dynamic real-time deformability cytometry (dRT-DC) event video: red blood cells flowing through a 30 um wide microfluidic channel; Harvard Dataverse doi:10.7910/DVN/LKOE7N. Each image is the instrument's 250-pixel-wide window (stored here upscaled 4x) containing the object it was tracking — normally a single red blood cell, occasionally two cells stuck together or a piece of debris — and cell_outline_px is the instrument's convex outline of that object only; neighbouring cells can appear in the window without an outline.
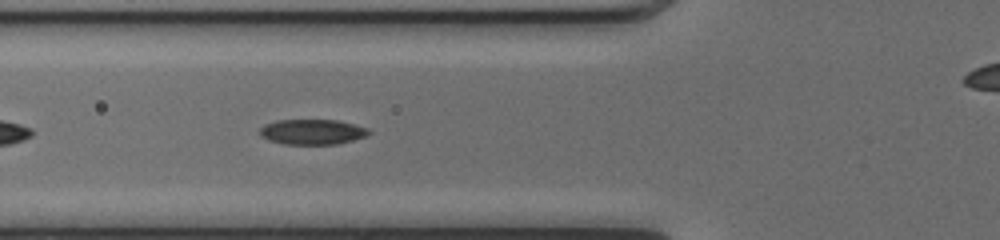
{"species": "common noctule bat (a hibernating species)", "species_latin": "Nyctalus noctula", "temperature_condition": "cold", "stored_images_in_passage": 39, "camera_frame_rate_fps": 3000, "um_per_image_px": 0.085, "animal": {"sex": "female", "body_mass_g": 17.0, "forearm_length_mm": 48.0}, "frame": {"image": 1, "passage_image": 6, "time_ms": 1.667, "image_size_px": [1000, 240], "cell_outline_px": [[372, 132], [368, 136], [336, 144], [284, 144], [268, 140], [260, 136], [260, 128], [264, 124], [276, 120], [336, 120], [368, 128]], "centroid_in_image_um": [26.53, 11.21], "position_along_channel_um": 99.3, "area_um2": 16.07}}
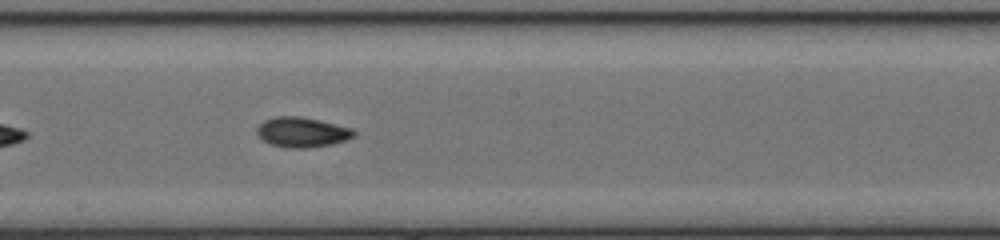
{"frame": {"image": 2, "passage_image": 15, "time_ms": 4.667, "image_size_px": [1000, 240], "cell_outline_px": [[356, 136], [332, 144], [308, 148], [288, 148], [272, 144], [264, 140], [256, 132], [256, 128], [264, 120], [276, 116], [300, 116], [320, 120], [352, 128], [356, 132]], "centroid_in_image_um": [25.69, 11.23], "position_along_channel_um": 222.5, "area_um2": 16.94}}
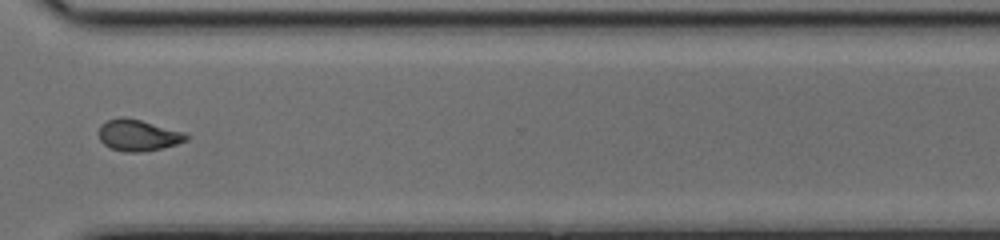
{"frame": {"image": 3, "passage_image": 25, "time_ms": 8.0, "image_size_px": [1000, 240], "cell_outline_px": [[188, 140], [176, 144], [160, 148], [140, 152], [124, 152], [112, 148], [104, 144], [100, 140], [100, 124], [108, 120], [120, 116], [124, 116], [140, 120], [184, 132], [188, 136]], "centroid_in_image_um": [11.73, 11.49], "position_along_channel_um": 358.9, "area_um2": 15.78}, "authors_computed_cell_mechanics": {"area_um2": 16.0106, "velocity_mm_per_s": 4.0915, "shape_relaxation_time_tau1_ms": 4.2892, "shape_relaxation_time_tau2_ms": 3.8895, "deformation_change_tau1": 0.1419, "deformation_change_tau2": 0.081}}